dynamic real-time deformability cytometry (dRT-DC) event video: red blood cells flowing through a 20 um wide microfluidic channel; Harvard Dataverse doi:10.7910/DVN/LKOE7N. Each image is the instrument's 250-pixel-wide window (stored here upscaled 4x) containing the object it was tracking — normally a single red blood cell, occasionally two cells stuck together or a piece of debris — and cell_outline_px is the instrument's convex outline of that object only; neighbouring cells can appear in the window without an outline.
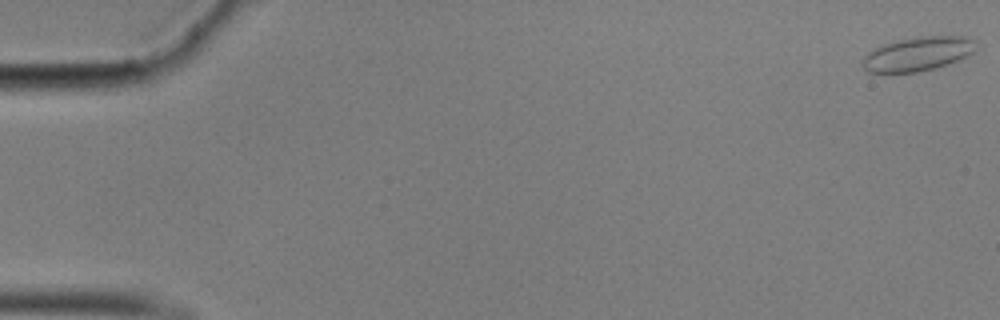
{"species": "common noctule bat (a hibernating species)", "species_latin": "Nyctalus noctula", "temperature_condition": "cold", "stored_images_in_passage": 54, "camera_frame_rate_fps": 3000, "um_per_image_px": 0.085, "animal": {"sex": "male", "body_mass_g": 17.9}, "frame": {"image": 1, "passage_image": 1, "time_ms": 0.0, "image_size_px": [1000, 320], "cell_outline_px": [[980, 48], [968, 56], [932, 68], [916, 72], [868, 72], [864, 68], [864, 56], [868, 52], [884, 44], [900, 40], [924, 36], [964, 36], [972, 40]], "centroid_in_image_um": [78.06, 4.57], "position_along_channel_um": 6.9, "area_um2": 22.02}}
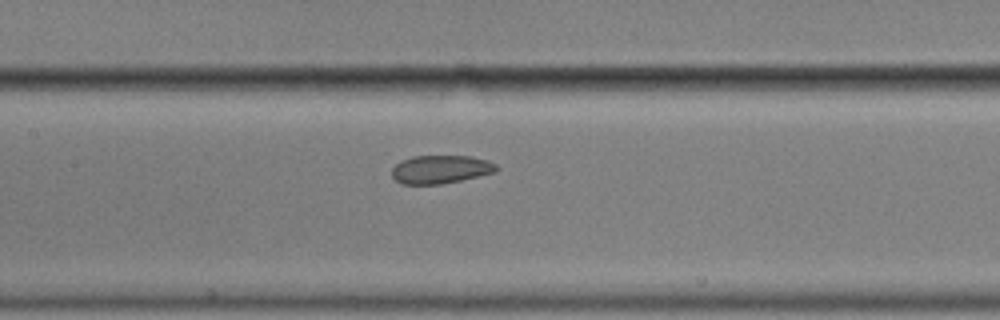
{"frame": {"image": 2, "passage_image": 28, "time_ms": 9.0, "image_size_px": [1000, 320], "cell_outline_px": [[500, 168], [496, 172], [460, 180], [440, 184], [404, 184], [396, 180], [392, 176], [392, 168], [400, 160], [412, 156], [472, 156], [488, 160], [496, 164]], "centroid_in_image_um": [37.47, 14.38], "position_along_channel_um": 169.9, "area_um2": 17.28}}
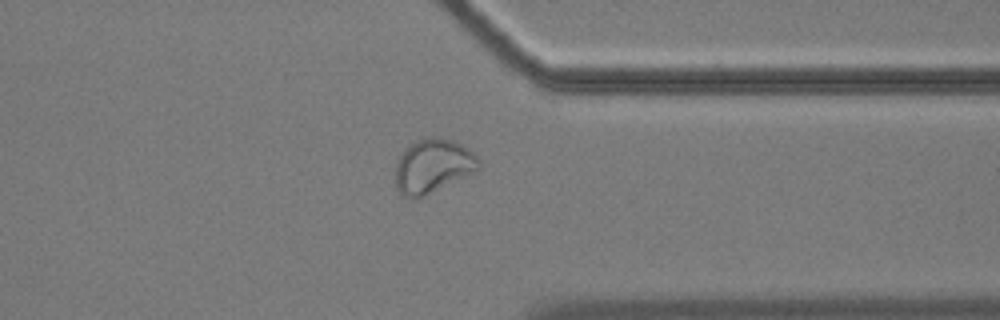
{"frame": {"image": 3, "passage_image": 46, "time_ms": 15.0, "image_size_px": [1000, 320], "cell_outline_px": [[480, 168], [424, 196], [400, 196], [396, 188], [396, 164], [404, 148], [424, 136], [436, 136], [452, 140], [468, 148], [480, 160]], "centroid_in_image_um": [36.77, 14.07], "position_along_channel_um": 374.6, "area_um2": 25.89}}